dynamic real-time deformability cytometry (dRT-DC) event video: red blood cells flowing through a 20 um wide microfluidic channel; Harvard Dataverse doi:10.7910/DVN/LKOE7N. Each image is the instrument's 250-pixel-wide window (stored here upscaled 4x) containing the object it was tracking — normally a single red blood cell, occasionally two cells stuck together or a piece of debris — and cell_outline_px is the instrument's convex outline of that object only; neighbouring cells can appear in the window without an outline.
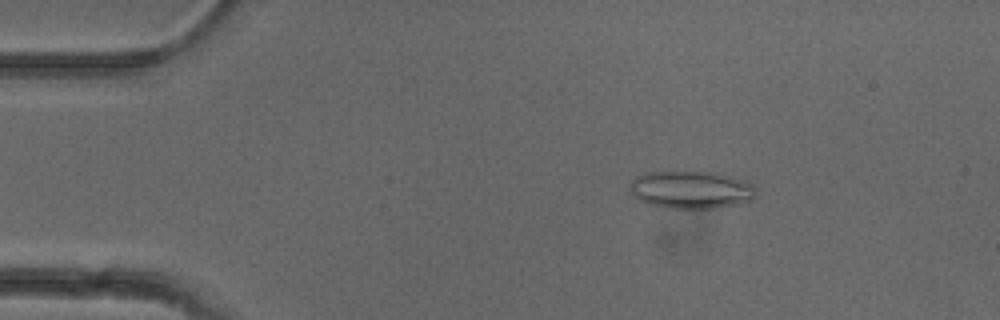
{"species": "common noctule bat (a hibernating species)", "species_latin": "Nyctalus noctula", "temperature_condition": "cold", "stored_images_in_passage": 3, "camera_frame_rate_fps": 3000, "um_per_image_px": 0.085, "animal": {"sex": "female"}, "frame": {"image": 1, "passage_image": 2, "time_ms": 1.333, "image_size_px": [1000, 320], "cell_outline_px": [[756, 196], [752, 200], [736, 204], [712, 208], [672, 208], [648, 204], [640, 200], [628, 188], [628, 184], [636, 176], [644, 172], [688, 168], [712, 172], [728, 176], [752, 184], [756, 188]], "centroid_in_image_um": [58.69, 16.07], "position_along_channel_um": 26.3, "area_um2": 28.44}}